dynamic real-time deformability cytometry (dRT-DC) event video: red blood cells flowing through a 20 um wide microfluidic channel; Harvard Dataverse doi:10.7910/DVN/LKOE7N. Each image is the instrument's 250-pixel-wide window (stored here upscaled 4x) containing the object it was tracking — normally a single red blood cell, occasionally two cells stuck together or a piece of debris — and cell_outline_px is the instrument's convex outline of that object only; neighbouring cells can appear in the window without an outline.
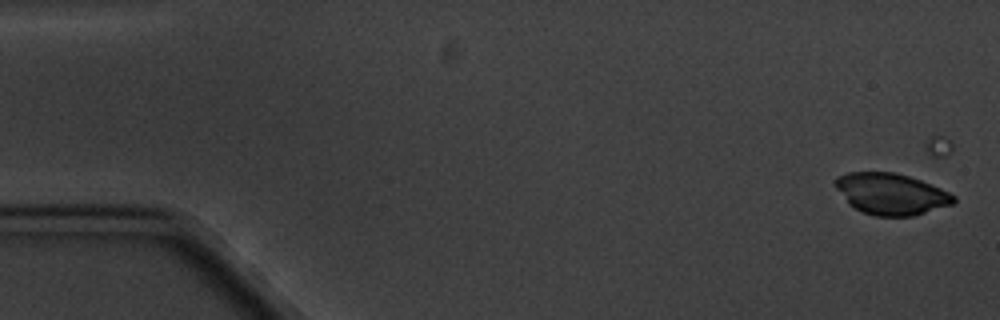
{"species": "common noctule bat (a hibernating species)", "species_latin": "Nyctalus noctula", "temperature_condition": "cold", "stored_images_in_passage": 5, "camera_frame_rate_fps": 3000, "um_per_image_px": 0.085, "animal": {"sex": "male", "body_mass_g": 20.1, "forearm_length_mm": 53.5}, "frame": {"image": 1, "passage_image": 1, "time_ms": 0.0, "image_size_px": [1000, 320], "cell_outline_px": [[956, 200], [952, 204], [912, 216], [876, 216], [864, 212], [848, 204], [836, 188], [836, 176], [848, 172], [896, 172], [920, 180], [940, 188], [956, 196]], "centroid_in_image_um": [75.73, 16.47], "position_along_channel_um": 9.3, "area_um2": 28.26}}